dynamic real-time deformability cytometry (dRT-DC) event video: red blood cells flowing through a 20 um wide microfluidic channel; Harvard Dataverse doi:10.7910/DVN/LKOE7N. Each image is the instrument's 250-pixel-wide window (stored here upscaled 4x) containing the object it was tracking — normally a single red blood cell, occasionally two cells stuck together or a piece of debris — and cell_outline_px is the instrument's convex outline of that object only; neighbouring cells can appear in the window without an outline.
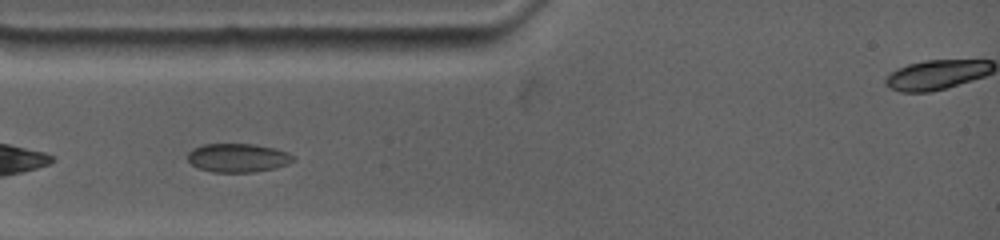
{"species": "common noctule bat (a hibernating species)", "species_latin": "Nyctalus noctula", "temperature_condition": "warm", "stored_images_in_passage": 17, "camera_frame_rate_fps": 4500, "um_per_image_px": 0.085, "animal": {"sex": "female", "body_mass_g": 19.0, "forearm_length_mm": 53.3}, "frame": {"image": 1, "passage_image": 6, "time_ms": 1.111, "image_size_px": [1000, 240], "cell_outline_px": [[296, 160], [288, 164], [276, 168], [252, 172], [212, 172], [200, 168], [192, 164], [188, 160], [188, 152], [192, 148], [204, 144], [256, 144], [276, 148], [288, 152]], "centroid_in_image_um": [20.24, 13.41], "position_along_channel_um": 64.8, "area_um2": 17.74}}
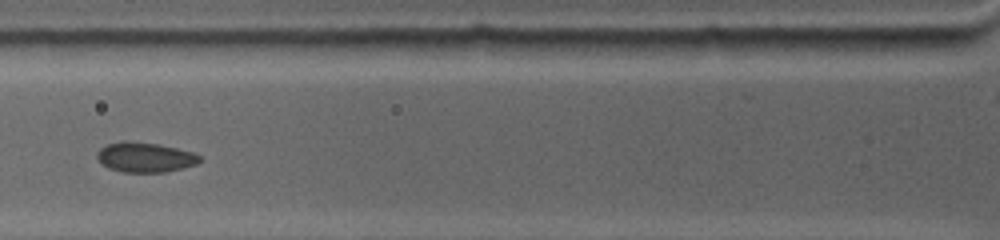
{"frame": {"image": 2, "passage_image": 12, "time_ms": 2.444, "image_size_px": [1000, 240], "cell_outline_px": [[200, 160], [196, 164], [184, 168], [164, 172], [124, 172], [108, 168], [96, 160], [96, 152], [100, 148], [108, 144], [124, 140], [128, 140], [160, 144], [192, 152], [200, 156]], "centroid_in_image_um": [12.28, 13.36], "position_along_channel_um": 113.5, "area_um2": 18.03}}
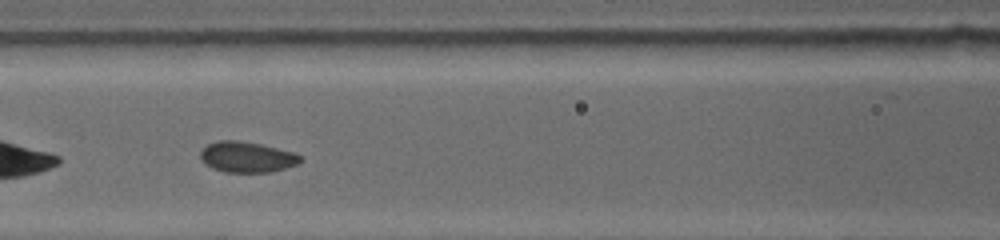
{"frame": {"image": 3, "passage_image": 16, "time_ms": 3.333, "image_size_px": [1000, 240], "cell_outline_px": [[304, 160], [296, 164], [272, 172], [224, 172], [212, 168], [204, 164], [200, 160], [200, 152], [208, 144], [220, 140], [236, 140], [260, 144], [292, 152], [300, 156]], "centroid_in_image_um": [20.95, 13.35], "position_along_channel_um": 145.6, "area_um2": 17.8}}